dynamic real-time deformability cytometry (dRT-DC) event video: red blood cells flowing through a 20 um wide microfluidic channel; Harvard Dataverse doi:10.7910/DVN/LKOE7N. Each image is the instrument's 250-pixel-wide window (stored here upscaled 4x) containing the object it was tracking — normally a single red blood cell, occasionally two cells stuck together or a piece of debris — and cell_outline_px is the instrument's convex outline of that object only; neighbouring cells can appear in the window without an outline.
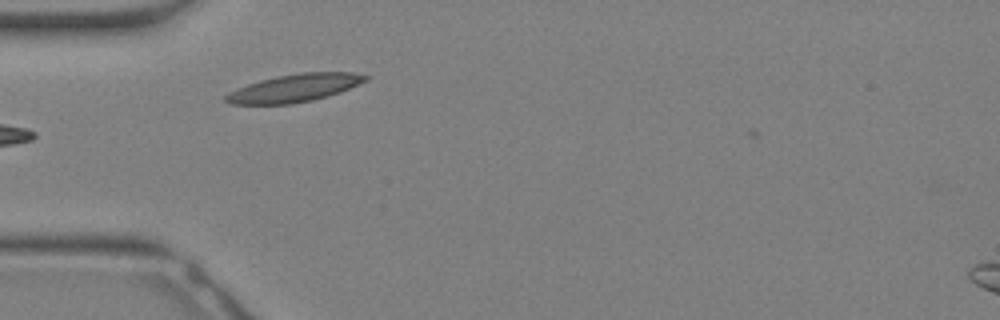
{"species": "Egyptian fruit bat (a non-hibernating species)", "species_latin": "Rousettus aegyptiacus", "temperature_condition": "warm", "stored_images_in_passage": 24, "camera_frame_rate_fps": 3000, "um_per_image_px": 0.085, "animal": {"sex": "female"}, "frame": {"image": 1, "passage_image": 2, "time_ms": 0.333, "image_size_px": [1000, 320], "cell_outline_px": [[368, 80], [340, 92], [328, 96], [312, 100], [292, 104], [228, 104], [224, 100], [224, 96], [248, 84], [260, 80], [276, 76], [300, 72], [352, 72], [368, 76]], "centroid_in_image_um": [25.05, 7.48], "position_along_channel_um": 59.9, "area_um2": 22.48}}
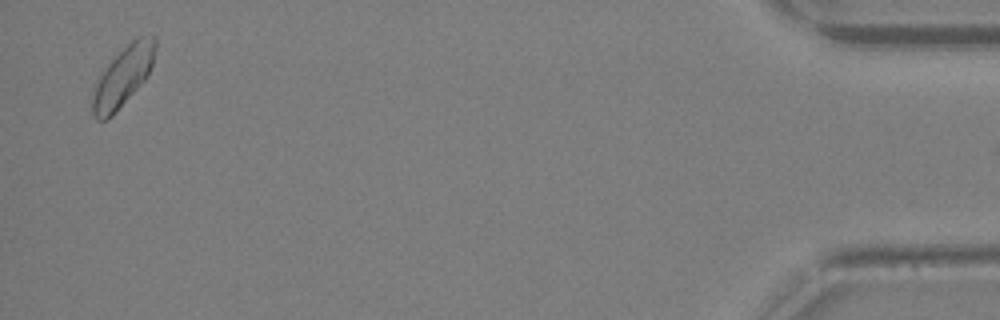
{"frame": {"image": 2, "passage_image": 24, "time_ms": 7.667, "image_size_px": [1000, 320], "cell_outline_px": [[156, 48], [152, 64], [148, 76], [112, 116], [108, 120], [96, 120], [92, 116], [92, 96], [96, 84], [100, 76], [108, 64], [136, 36], [156, 36]], "centroid_in_image_um": [10.46, 6.52], "position_along_channel_um": 424.7, "area_um2": 21.56}}